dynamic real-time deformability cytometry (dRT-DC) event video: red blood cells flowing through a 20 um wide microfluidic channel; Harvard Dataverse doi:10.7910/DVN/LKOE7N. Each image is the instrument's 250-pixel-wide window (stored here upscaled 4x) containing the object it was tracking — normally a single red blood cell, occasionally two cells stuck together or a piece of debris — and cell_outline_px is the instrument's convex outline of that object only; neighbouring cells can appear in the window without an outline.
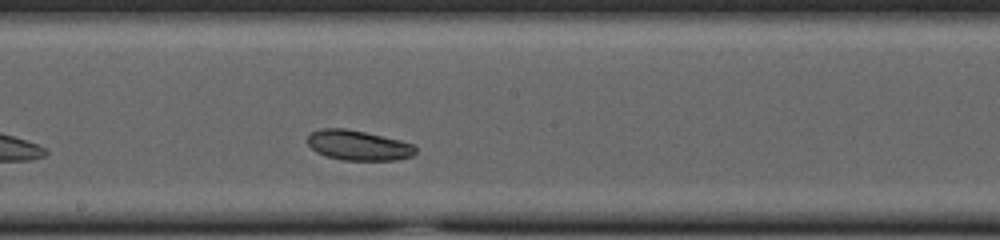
{"species": "common noctule bat (a hibernating species)", "species_latin": "Nyctalus noctula", "temperature_condition": "cold", "stored_images_in_passage": 31, "camera_frame_rate_fps": 3000, "um_per_image_px": 0.085, "animal": {"sex": "female", "body_mass_g": 23.0, "forearm_length_mm": 53.4}, "frame": {"image": 1, "passage_image": 18, "time_ms": 5.667, "image_size_px": [1000, 240], "cell_outline_px": [[416, 152], [412, 156], [396, 160], [344, 160], [328, 156], [316, 152], [304, 140], [308, 132], [320, 128], [344, 128], [384, 136], [416, 144]], "centroid_in_image_um": [30.42, 12.34], "position_along_channel_um": 217.8, "area_um2": 19.19}}
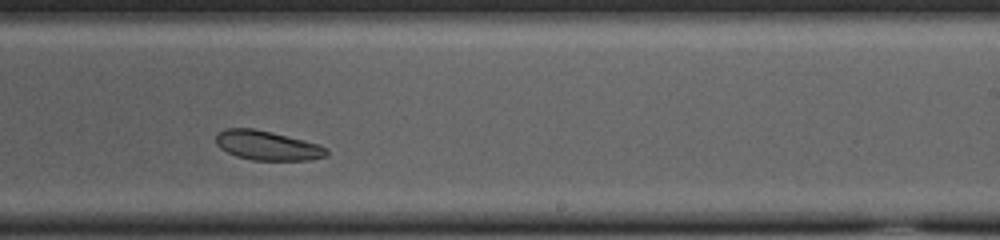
{"frame": {"image": 2, "passage_image": 22, "time_ms": 7.0, "image_size_px": [1000, 240], "cell_outline_px": [[328, 156], [308, 160], [252, 160], [236, 156], [220, 148], [216, 144], [216, 132], [224, 128], [252, 128], [272, 132], [320, 144], [328, 148]], "centroid_in_image_um": [22.72, 12.36], "position_along_channel_um": 266.3, "area_um2": 19.13}}